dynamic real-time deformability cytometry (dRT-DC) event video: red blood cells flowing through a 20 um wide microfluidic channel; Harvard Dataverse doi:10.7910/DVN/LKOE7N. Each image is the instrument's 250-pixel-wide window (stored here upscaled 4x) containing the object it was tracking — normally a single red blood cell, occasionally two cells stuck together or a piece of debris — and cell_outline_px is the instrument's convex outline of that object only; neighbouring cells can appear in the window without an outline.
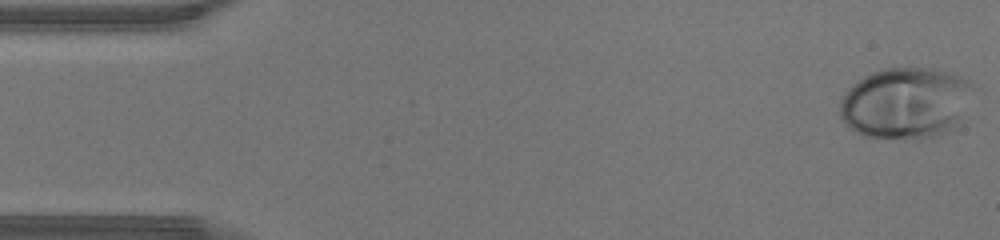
{"species": "human", "species_latin": "Homo sapiens", "temperature_condition": "warm", "stored_images_in_passage": 43, "camera_frame_rate_fps": 3000, "um_per_image_px": 0.085, "donor": {"sex": "male"}, "frame": {"image": 1, "passage_image": 1, "time_ms": 0.0, "image_size_px": [1000, 240], "cell_outline_px": [[980, 88], [960, 124], [956, 128], [936, 136], [916, 140], [912, 140], [864, 136], [856, 132], [840, 116], [840, 100], [848, 88], [864, 76], [872, 72], [888, 68], [932, 68], [948, 72], [960, 76], [968, 80]], "centroid_in_image_um": [77.11, 8.77], "position_along_channel_um": 7.9, "area_um2": 56.76}}
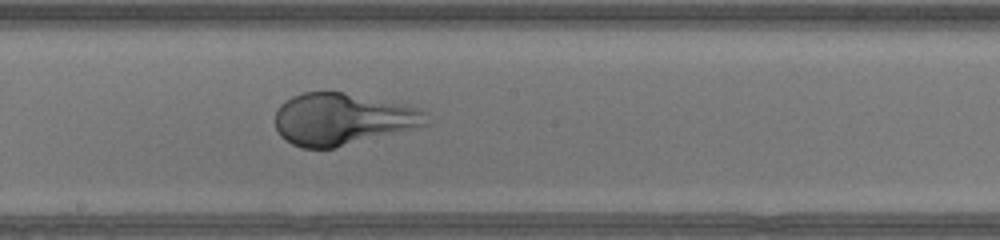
{"frame": {"image": 2, "passage_image": 23, "time_ms": 7.333, "image_size_px": [1000, 240], "cell_outline_px": [[432, 124], [416, 128], [332, 148], [300, 148], [284, 140], [280, 136], [276, 128], [276, 112], [280, 104], [284, 100], [292, 96], [304, 92], [344, 92], [404, 104], [420, 108], [428, 112], [432, 120]], "centroid_in_image_um": [29.15, 10.12], "position_along_channel_um": 219.0, "area_um2": 46.07}}
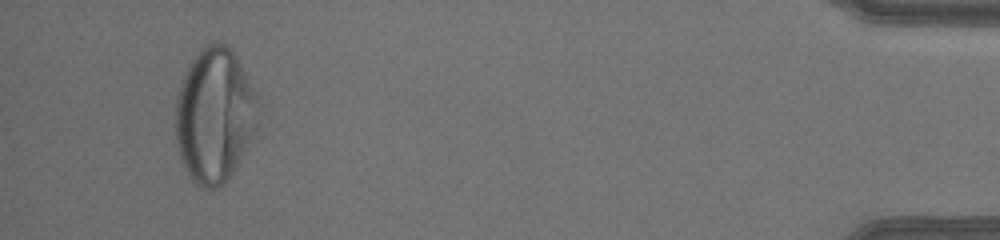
{"frame": {"image": 3, "passage_image": 41, "time_ms": 13.333, "image_size_px": [1000, 240], "cell_outline_px": [[260, 100], [252, 136], [228, 180], [224, 184], [216, 188], [200, 188], [192, 180], [180, 156], [176, 140], [176, 96], [180, 84], [192, 60], [200, 48], [212, 40], [220, 40], [228, 44], [236, 56], [260, 96]], "centroid_in_image_um": [18.25, 9.74], "position_along_channel_um": 417.0, "area_um2": 64.85}}